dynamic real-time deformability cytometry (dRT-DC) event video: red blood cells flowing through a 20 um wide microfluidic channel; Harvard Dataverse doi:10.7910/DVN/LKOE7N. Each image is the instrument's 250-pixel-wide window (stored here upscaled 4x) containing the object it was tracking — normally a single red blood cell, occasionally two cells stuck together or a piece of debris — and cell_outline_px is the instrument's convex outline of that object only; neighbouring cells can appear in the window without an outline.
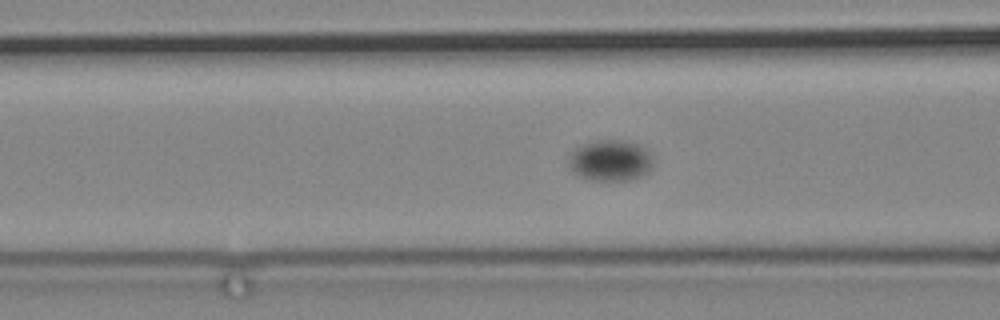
{"species": "common noctule bat (a hibernating species)", "species_latin": "Nyctalus noctula", "temperature_condition": "cold", "stored_images_in_passage": 102, "camera_frame_rate_fps": 3000, "um_per_image_px": 0.085, "animal": {"sex": "male", "body_mass_g": 19.2, "forearm_length_mm": 51.8}, "frame": {"image": 1, "passage_image": 53, "time_ms": 17.333, "image_size_px": [1000, 320], "cell_outline_px": [[652, 168], [648, 172], [632, 180], [592, 180], [580, 176], [572, 172], [568, 164], [568, 156], [572, 148], [580, 144], [596, 140], [624, 140], [640, 144], [648, 148], [652, 156]], "centroid_in_image_um": [51.87, 13.62], "position_along_channel_um": 114.7, "area_um2": 20.81}}
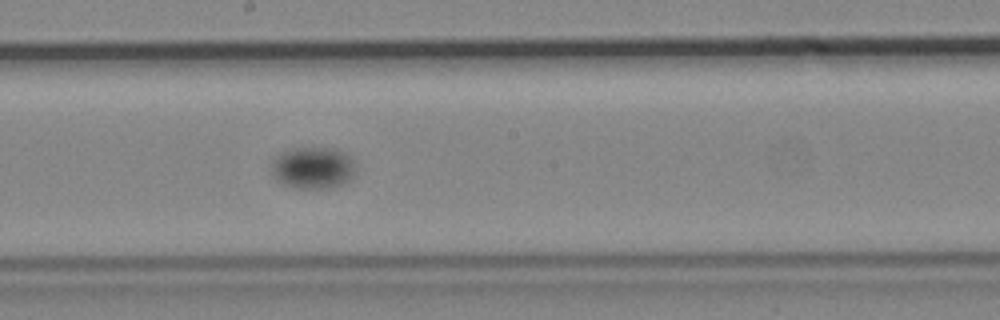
{"frame": {"image": 2, "passage_image": 66, "time_ms": 21.667, "image_size_px": [1000, 320], "cell_outline_px": [[356, 172], [348, 180], [332, 188], [296, 188], [284, 184], [276, 180], [272, 176], [272, 160], [280, 152], [292, 148], [332, 148], [344, 152], [352, 160], [356, 168]], "centroid_in_image_um": [26.57, 14.26], "position_along_channel_um": 221.6, "area_um2": 20.58}}
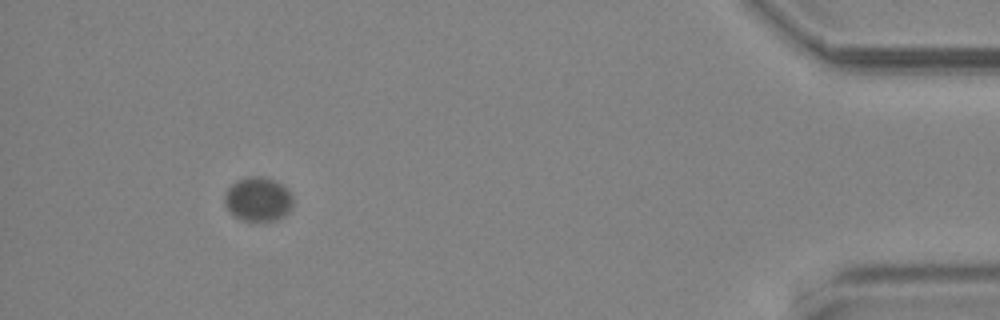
{"frame": {"image": 3, "passage_image": 96, "time_ms": 31.667, "image_size_px": [1000, 320], "cell_outline_px": [[292, 208], [284, 216], [276, 220], [240, 220], [232, 216], [224, 204], [224, 192], [236, 180], [248, 176], [260, 176], [276, 180], [288, 188], [292, 196]], "centroid_in_image_um": [21.92, 16.92], "position_along_channel_um": 413.3, "area_um2": 17.92}}